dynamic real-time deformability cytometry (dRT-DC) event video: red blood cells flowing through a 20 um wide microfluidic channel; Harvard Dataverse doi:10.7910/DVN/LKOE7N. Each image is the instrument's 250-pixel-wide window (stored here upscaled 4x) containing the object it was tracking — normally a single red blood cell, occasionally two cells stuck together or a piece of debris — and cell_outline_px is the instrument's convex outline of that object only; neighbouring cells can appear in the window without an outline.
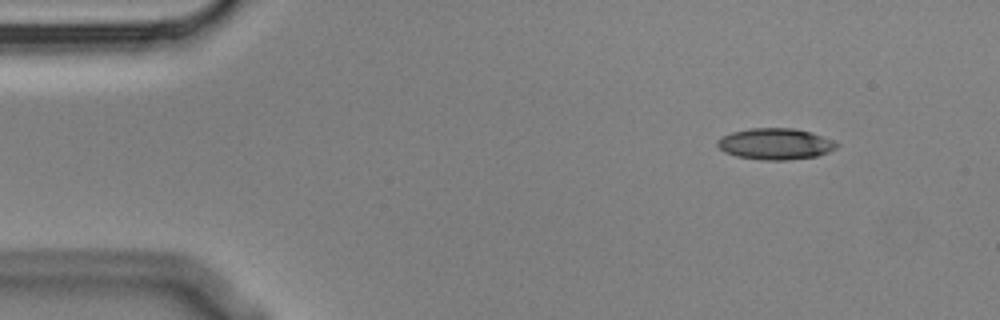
{"species": "Egyptian fruit bat (a non-hibernating species)", "species_latin": "Rousettus aegyptiacus", "temperature_condition": "cold", "stored_images_in_passage": 8, "camera_frame_rate_fps": 3000, "um_per_image_px": 0.085, "animal": {"sex": "male"}, "frame": {"image": 1, "passage_image": 1, "time_ms": 0.0, "image_size_px": [1000, 320], "cell_outline_px": [[840, 144], [836, 148], [828, 152], [816, 156], [788, 160], [764, 160], [736, 156], [724, 152], [716, 144], [716, 140], [732, 132], [748, 128], [796, 128], [812, 132], [832, 140]], "centroid_in_image_um": [65.91, 12.23], "position_along_channel_um": 19.1, "area_um2": 21.79}}
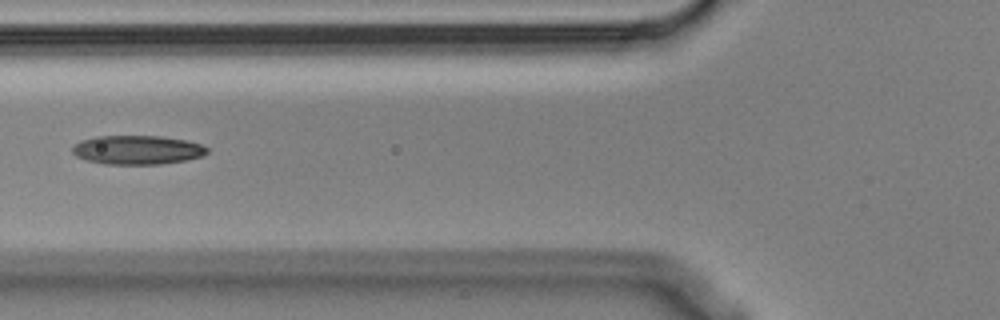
{"frame": {"image": 2, "passage_image": 5, "time_ms": 1.333, "image_size_px": [1000, 320], "cell_outline_px": [[208, 152], [204, 156], [184, 160], [160, 164], [104, 164], [84, 160], [76, 156], [72, 152], [72, 148], [80, 140], [96, 136], [160, 136], [184, 140], [200, 144], [208, 148]], "centroid_in_image_um": [11.64, 12.74], "position_along_channel_um": 114.2, "area_um2": 22.77}}
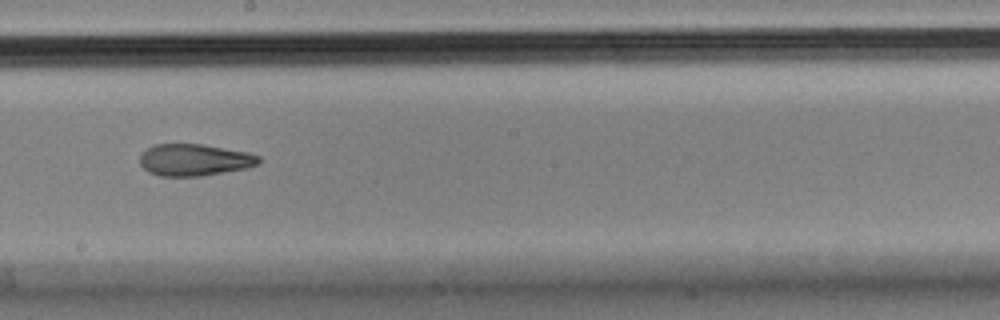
{"frame": {"image": 3, "passage_image": 8, "time_ms": 2.333, "image_size_px": [1000, 320], "cell_outline_px": [[260, 164], [248, 168], [200, 176], [160, 176], [148, 172], [140, 164], [140, 156], [152, 144], [204, 144], [248, 152], [260, 156]], "centroid_in_image_um": [16.55, 13.59], "position_along_channel_um": 231.6, "area_um2": 22.2}}